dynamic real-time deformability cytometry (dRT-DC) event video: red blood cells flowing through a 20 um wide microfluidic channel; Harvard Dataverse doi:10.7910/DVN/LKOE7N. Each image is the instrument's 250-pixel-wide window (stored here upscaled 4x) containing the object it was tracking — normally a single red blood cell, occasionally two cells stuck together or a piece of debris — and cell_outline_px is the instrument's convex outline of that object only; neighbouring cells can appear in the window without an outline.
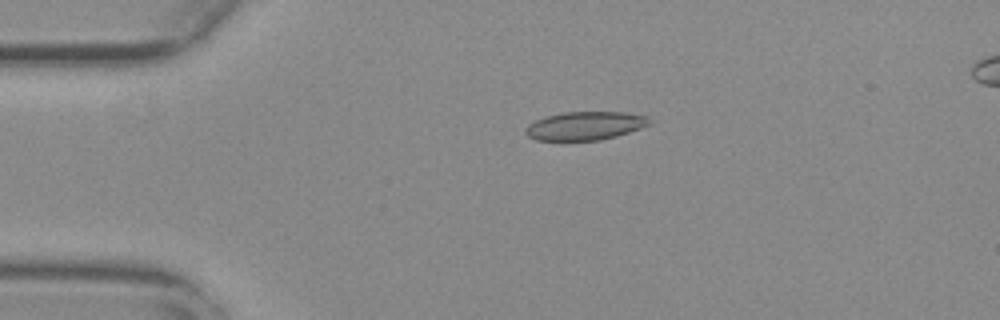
{"species": "common noctule bat (a hibernating species)", "species_latin": "Nyctalus noctula", "temperature_condition": "warm", "stored_images_in_passage": 55, "camera_frame_rate_fps": 3000, "um_per_image_px": 0.085, "animal": {"sex": "female", "body_mass_g": 29.2, "forearm_length_mm": 56.3}, "frame": {"image": 1, "passage_image": 12, "time_ms": 3.667, "image_size_px": [1000, 320], "cell_outline_px": [[652, 120], [648, 124], [640, 128], [616, 136], [600, 140], [536, 140], [528, 136], [524, 132], [524, 128], [528, 124], [536, 120], [548, 116], [564, 112], [624, 112], [648, 116]], "centroid_in_image_um": [49.72, 10.69], "position_along_channel_um": 35.3, "area_um2": 20.4}}
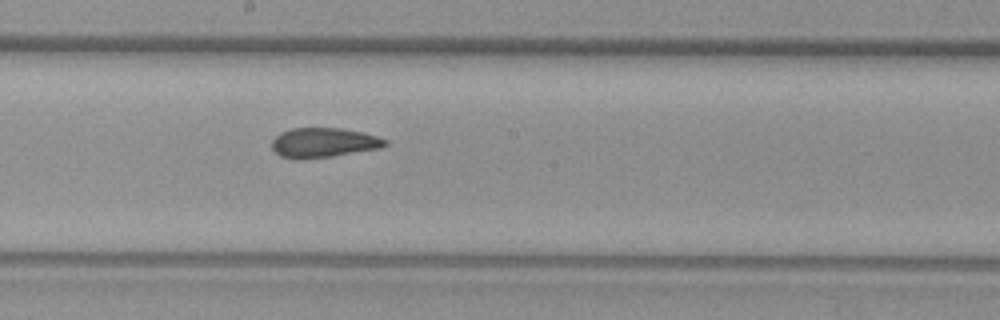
{"frame": {"image": 2, "passage_image": 30, "time_ms": 9.667, "image_size_px": [1000, 320], "cell_outline_px": [[388, 144], [380, 148], [332, 156], [304, 160], [292, 160], [280, 156], [272, 148], [272, 140], [280, 132], [292, 128], [340, 128], [360, 132], [376, 136], [388, 140]], "centroid_in_image_um": [27.46, 12.14], "position_along_channel_um": 220.7, "area_um2": 19.71}}
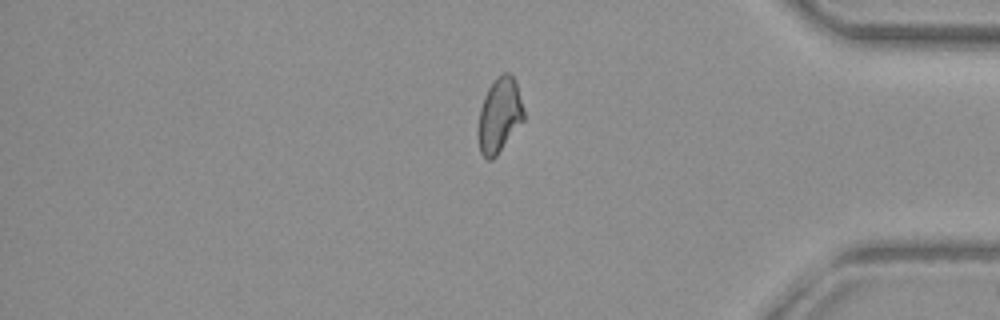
{"frame": {"image": 3, "passage_image": 46, "time_ms": 15.0, "image_size_px": [1000, 320], "cell_outline_px": [[524, 120], [496, 156], [492, 160], [488, 160], [480, 152], [476, 136], [480, 108], [484, 96], [488, 88], [496, 76], [500, 72], [512, 72], [516, 80], [524, 112]], "centroid_in_image_um": [42.43, 9.77], "position_along_channel_um": 392.8, "area_um2": 20.29}, "authors_computed_cell_mechanics": {"area_um2": 20.4034, "velocity_mm_per_s": 3.7429, "shape_relaxation_time_tau1_ms": null, "shape_relaxation_time_tau2_ms": 1.7484, "deformation_change_tau1": null, "deformation_change_tau2": 0.0611}}